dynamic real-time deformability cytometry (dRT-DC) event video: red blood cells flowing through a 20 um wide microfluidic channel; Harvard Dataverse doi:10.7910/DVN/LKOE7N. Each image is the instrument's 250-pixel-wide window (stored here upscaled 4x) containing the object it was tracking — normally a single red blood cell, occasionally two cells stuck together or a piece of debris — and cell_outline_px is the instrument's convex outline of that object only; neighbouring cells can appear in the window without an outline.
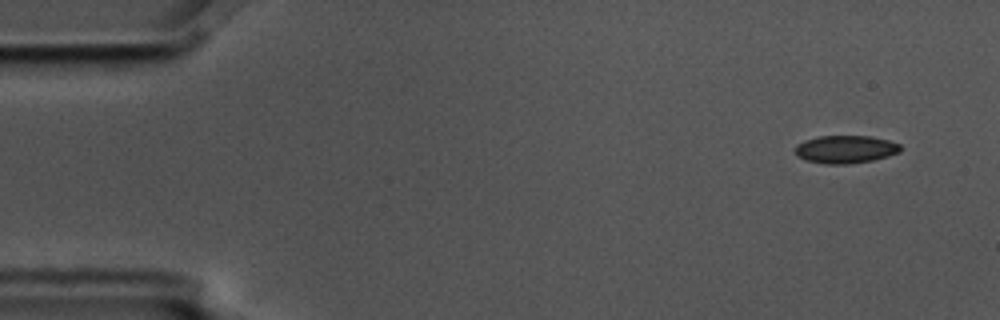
{"species": "common noctule bat (a hibernating species)", "species_latin": "Nyctalus noctula", "temperature_condition": "cold", "stored_images_in_passage": 7, "camera_frame_rate_fps": 3000, "um_per_image_px": 0.085, "animal": {"sex": "male", "body_mass_g": 17.5, "forearm_length_mm": 52.3}, "frame": {"image": 1, "passage_image": 1, "time_ms": 0.0, "image_size_px": [1000, 320], "cell_outline_px": [[900, 152], [888, 156], [872, 160], [848, 164], [824, 164], [804, 160], [796, 156], [796, 144], [804, 140], [820, 136], [872, 136], [888, 140], [900, 144]], "centroid_in_image_um": [71.84, 12.69], "position_along_channel_um": 13.2, "area_um2": 17.17}}
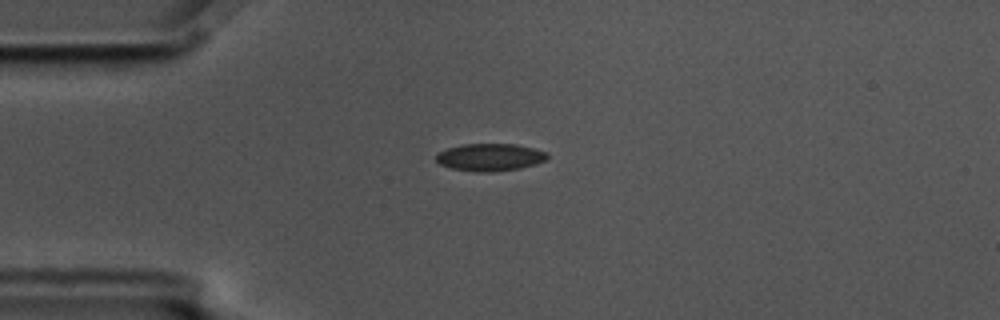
{"frame": {"image": 2, "passage_image": 4, "time_ms": 1.0, "image_size_px": [1000, 320], "cell_outline_px": [[548, 160], [536, 164], [520, 168], [492, 172], [480, 172], [452, 168], [440, 164], [436, 160], [436, 156], [440, 152], [448, 148], [460, 144], [516, 144], [548, 152]], "centroid_in_image_um": [41.69, 13.36], "position_along_channel_um": 43.3, "area_um2": 17.74}}
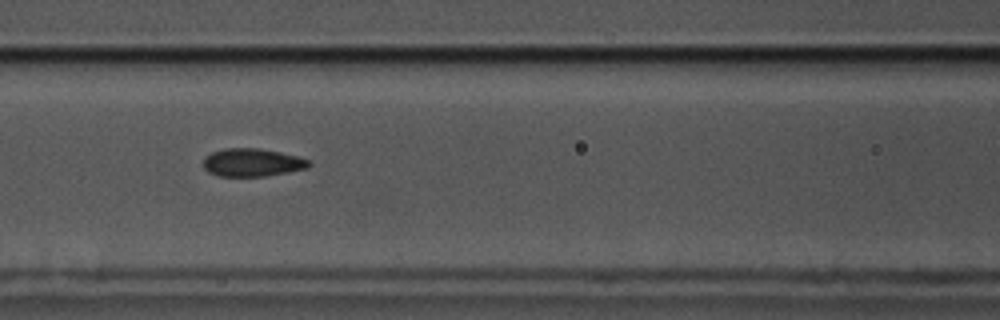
{"frame": {"image": 3, "passage_image": 7, "time_ms": 2.0, "image_size_px": [1000, 320], "cell_outline_px": [[312, 164], [308, 168], [288, 172], [264, 176], [216, 176], [208, 172], [204, 168], [204, 156], [212, 152], [224, 148], [260, 148], [280, 152], [296, 156], [308, 160]], "centroid_in_image_um": [21.42, 13.81], "position_along_channel_um": 145.2, "area_um2": 17.28}}